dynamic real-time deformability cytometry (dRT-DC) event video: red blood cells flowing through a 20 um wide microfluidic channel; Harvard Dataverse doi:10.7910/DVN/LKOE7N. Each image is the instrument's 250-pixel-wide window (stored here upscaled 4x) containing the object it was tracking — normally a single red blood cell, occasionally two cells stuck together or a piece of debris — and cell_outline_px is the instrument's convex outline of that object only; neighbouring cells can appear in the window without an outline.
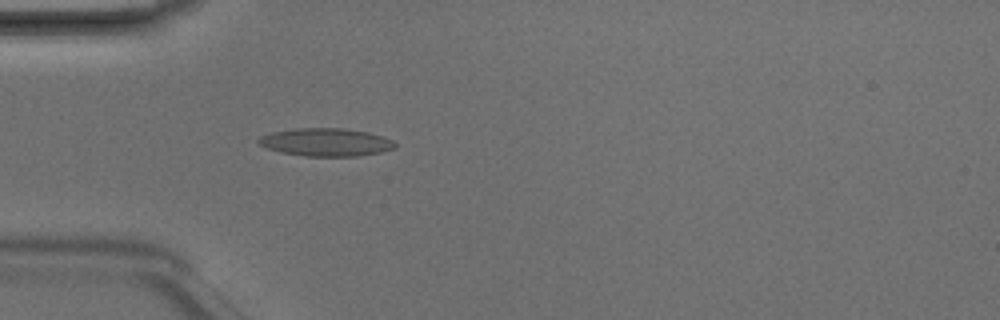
{"species": "Egyptian fruit bat (a non-hibernating species)", "species_latin": "Rousettus aegyptiacus", "temperature_condition": "room temperature", "stored_images_in_passage": 4, "camera_frame_rate_fps": 3000, "um_per_image_px": 0.085, "animal": {"sex": "male"}, "frame": {"image": 1, "passage_image": 4, "time_ms": 1.0, "image_size_px": [1000, 320], "cell_outline_px": [[396, 148], [380, 152], [356, 156], [304, 156], [280, 152], [268, 148], [260, 144], [256, 140], [260, 136], [272, 132], [296, 128], [340, 128], [368, 132], [392, 140], [396, 144]], "centroid_in_image_um": [27.68, 12.09], "position_along_channel_um": 57.3, "area_um2": 22.08}}